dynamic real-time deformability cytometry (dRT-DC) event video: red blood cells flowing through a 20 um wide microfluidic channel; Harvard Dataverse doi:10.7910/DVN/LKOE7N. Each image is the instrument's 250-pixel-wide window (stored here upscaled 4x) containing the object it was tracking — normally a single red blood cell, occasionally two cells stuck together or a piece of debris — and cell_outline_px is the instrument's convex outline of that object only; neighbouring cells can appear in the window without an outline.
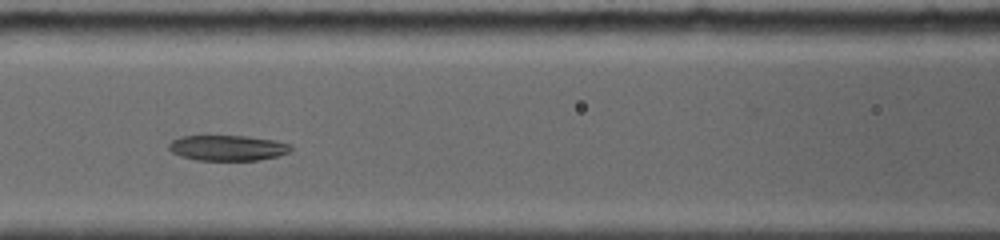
{"species": "common noctule bat (a hibernating species)", "species_latin": "Nyctalus noctula", "temperature_condition": "room temperature", "stored_images_in_passage": 12, "camera_frame_rate_fps": 5000, "um_per_image_px": 0.085, "animal": {"sex": "female", "body_mass_g": 19.0, "forearm_length_mm": 56.7}, "frame": {"image": 1, "passage_image": 7, "time_ms": 4.6, "image_size_px": [1000, 240], "cell_outline_px": [[292, 148], [288, 152], [276, 156], [260, 160], [196, 160], [172, 152], [168, 148], [168, 144], [172, 140], [184, 136], [248, 136], [272, 140], [288, 144]], "centroid_in_image_um": [19.33, 12.57], "position_along_channel_um": 147.3, "area_um2": 17.8}}
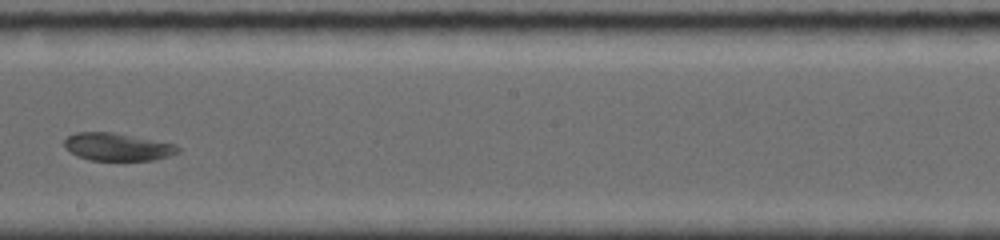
{"frame": {"image": 2, "passage_image": 10, "time_ms": 7.0, "image_size_px": [1000, 240], "cell_outline_px": [[180, 152], [156, 160], [88, 160], [72, 152], [64, 144], [64, 140], [68, 136], [76, 132], [108, 132], [176, 144], [180, 148]], "centroid_in_image_um": [10.01, 12.49], "position_along_channel_um": 238.2, "area_um2": 17.98}}
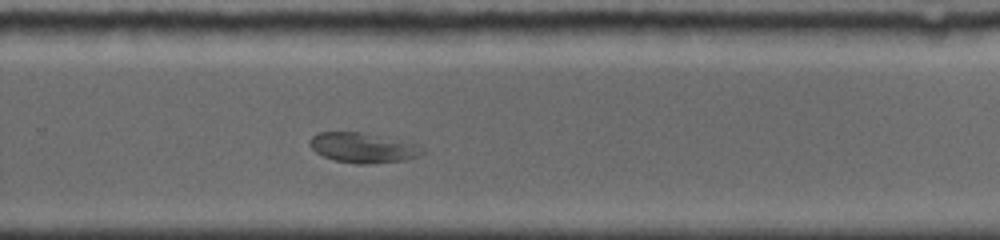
{"frame": {"image": 3, "passage_image": 12, "time_ms": 8.6, "image_size_px": [1000, 240], "cell_outline_px": [[424, 152], [408, 160], [372, 164], [356, 164], [336, 160], [324, 156], [316, 152], [312, 148], [312, 136], [320, 132], [364, 132], [412, 144]], "centroid_in_image_um": [30.81, 12.57], "position_along_channel_um": 299.0, "area_um2": 19.07}}